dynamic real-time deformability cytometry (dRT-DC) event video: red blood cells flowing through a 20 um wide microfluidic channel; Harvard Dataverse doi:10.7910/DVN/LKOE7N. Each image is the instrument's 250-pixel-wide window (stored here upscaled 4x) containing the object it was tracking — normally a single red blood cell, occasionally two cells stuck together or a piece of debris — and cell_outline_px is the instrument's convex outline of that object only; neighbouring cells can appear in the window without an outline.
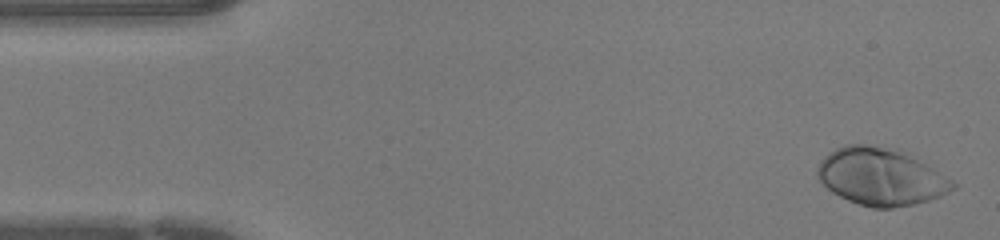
{"species": "human", "species_latin": "Homo sapiens", "temperature_condition": "warm", "stored_images_in_passage": 43, "camera_frame_rate_fps": 3000, "um_per_image_px": 0.085, "donor": {"sex": "female"}, "frame": {"image": 1, "passage_image": 1, "time_ms": 0.0, "image_size_px": [1000, 240], "cell_outline_px": [[956, 188], [940, 196], [928, 200], [912, 204], [892, 208], [872, 208], [848, 200], [832, 192], [816, 176], [816, 168], [820, 160], [828, 152], [844, 144], [864, 144], [896, 148], [932, 168], [952, 180], [956, 184]], "centroid_in_image_um": [74.82, 15.01], "position_along_channel_um": 10.2, "area_um2": 44.91}}
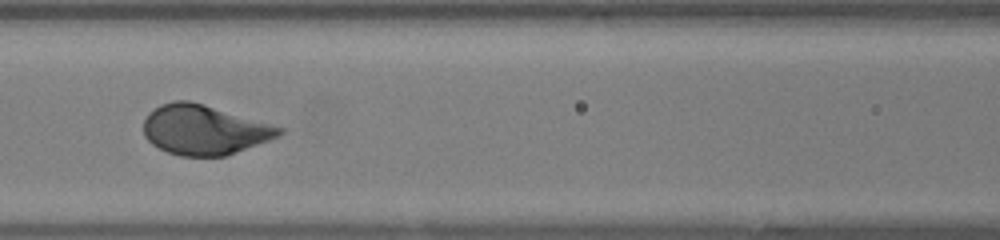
{"frame": {"image": 2, "passage_image": 18, "time_ms": 5.667, "image_size_px": [1000, 240], "cell_outline_px": [[284, 132], [280, 136], [224, 156], [180, 156], [168, 152], [152, 144], [144, 136], [144, 120], [148, 112], [160, 104], [172, 100], [188, 100], [204, 104], [284, 128]], "centroid_in_image_um": [17.32, 11.02], "position_along_channel_um": 149.3, "area_um2": 39.13}}
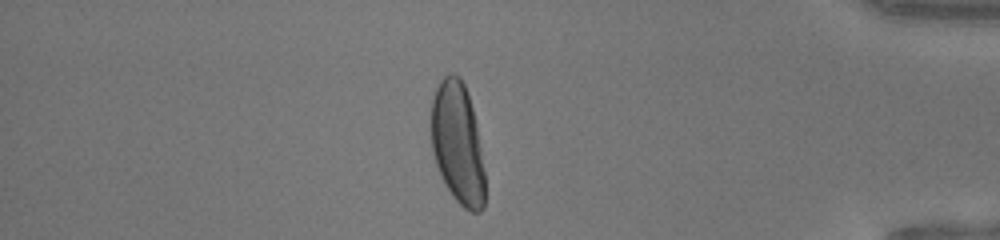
{"frame": {"image": 3, "passage_image": 37, "time_ms": 12.0, "image_size_px": [1000, 240], "cell_outline_px": [[484, 208], [480, 212], [472, 212], [464, 208], [452, 196], [436, 164], [432, 152], [432, 100], [436, 88], [440, 80], [444, 76], [452, 72], [460, 76], [464, 84], [472, 108], [476, 124], [484, 172]], "centroid_in_image_um": [38.9, 12.18], "position_along_channel_um": 396.3, "area_um2": 37.63}}